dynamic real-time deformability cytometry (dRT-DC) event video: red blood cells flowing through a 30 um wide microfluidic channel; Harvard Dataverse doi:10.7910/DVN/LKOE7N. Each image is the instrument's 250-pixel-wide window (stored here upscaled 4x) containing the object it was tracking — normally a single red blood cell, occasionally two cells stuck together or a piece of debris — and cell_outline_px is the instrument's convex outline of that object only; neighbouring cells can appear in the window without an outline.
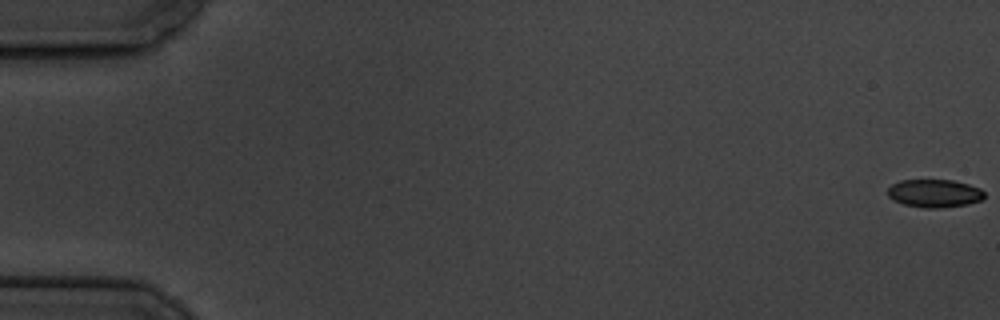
{"species": "common noctule bat (a hibernating species)", "species_latin": "Nyctalus noctula", "temperature_condition": "cold", "stored_images_in_passage": 59, "camera_frame_rate_fps": 3000, "um_per_image_px": 0.085, "animal": {"sex": "male", "body_mass_g": 19.5, "forearm_length_mm": 54.6}, "frame": {"image": 1, "passage_image": 1, "time_ms": 0.0, "image_size_px": [1000, 320], "cell_outline_px": [[984, 196], [980, 200], [968, 204], [940, 208], [924, 208], [904, 204], [892, 200], [888, 196], [888, 188], [892, 184], [900, 180], [952, 180], [968, 184], [980, 188], [984, 192]], "centroid_in_image_um": [79.41, 16.43], "position_along_channel_um": 5.6, "area_um2": 15.78}}
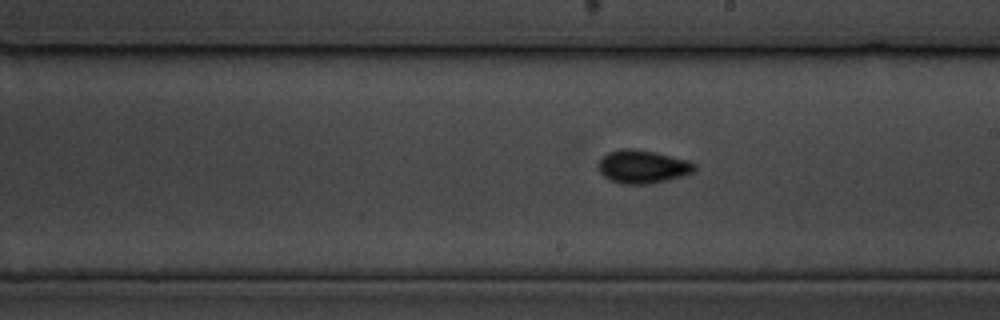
{"frame": {"image": 2, "passage_image": 34, "time_ms": 11.0, "image_size_px": [1000, 320], "cell_outline_px": [[696, 172], [684, 176], [668, 180], [648, 184], [620, 184], [608, 180], [596, 168], [596, 164], [608, 152], [620, 148], [632, 148], [656, 152], [688, 160], [696, 164]], "centroid_in_image_um": [54.62, 14.17], "position_along_channel_um": 234.4, "area_um2": 19.07}}
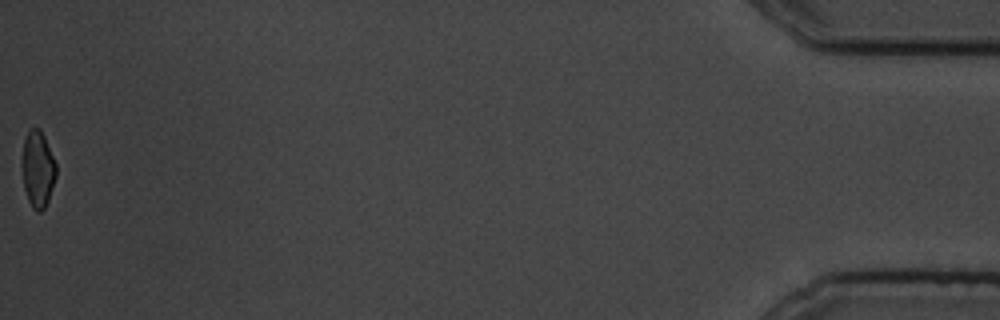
{"frame": {"image": 3, "passage_image": 59, "time_ms": 19.333, "image_size_px": [1000, 320], "cell_outline_px": [[56, 176], [48, 200], [44, 208], [40, 212], [36, 212], [32, 208], [28, 200], [24, 188], [24, 140], [28, 132], [32, 128], [40, 128], [44, 136], [56, 164]], "centroid_in_image_um": [3.24, 14.41], "position_along_channel_um": 432.0, "area_um2": 14.62}, "authors_computed_cell_mechanics": {"area_um2": 16.6464, "velocity_mm_per_s": 3.505, "shape_relaxation_time_tau1_ms": 2.8304, "shape_relaxation_time_tau2_ms": null, "deformation_change_tau1": 0.0771, "deformation_change_tau2": null}}